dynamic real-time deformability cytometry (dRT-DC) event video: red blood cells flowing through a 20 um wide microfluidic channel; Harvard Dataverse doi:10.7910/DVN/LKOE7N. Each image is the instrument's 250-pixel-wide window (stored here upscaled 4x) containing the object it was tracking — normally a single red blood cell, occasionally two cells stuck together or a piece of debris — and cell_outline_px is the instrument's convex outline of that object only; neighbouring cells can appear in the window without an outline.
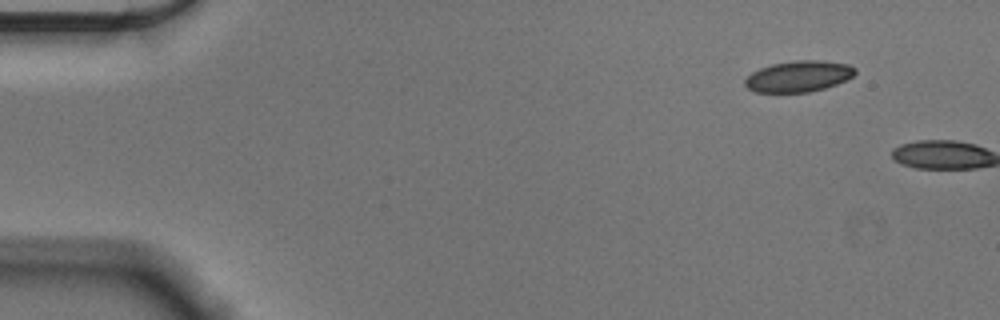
{"species": "Egyptian fruit bat (a non-hibernating species)", "species_latin": "Rousettus aegyptiacus", "temperature_condition": "cold", "stored_images_in_passage": 2, "camera_frame_rate_fps": 3000, "um_per_image_px": 0.085, "animal": {"sex": "male"}, "frame": {"image": 1, "passage_image": 1, "time_ms": 0.0, "image_size_px": [1000, 320], "cell_outline_px": [[856, 72], [852, 76], [836, 84], [824, 88], [808, 92], [756, 92], [748, 88], [744, 84], [744, 80], [752, 72], [760, 68], [772, 64], [796, 60], [820, 60], [848, 64], [856, 68]], "centroid_in_image_um": [67.87, 6.48], "position_along_channel_um": 17.1, "area_um2": 19.83}}